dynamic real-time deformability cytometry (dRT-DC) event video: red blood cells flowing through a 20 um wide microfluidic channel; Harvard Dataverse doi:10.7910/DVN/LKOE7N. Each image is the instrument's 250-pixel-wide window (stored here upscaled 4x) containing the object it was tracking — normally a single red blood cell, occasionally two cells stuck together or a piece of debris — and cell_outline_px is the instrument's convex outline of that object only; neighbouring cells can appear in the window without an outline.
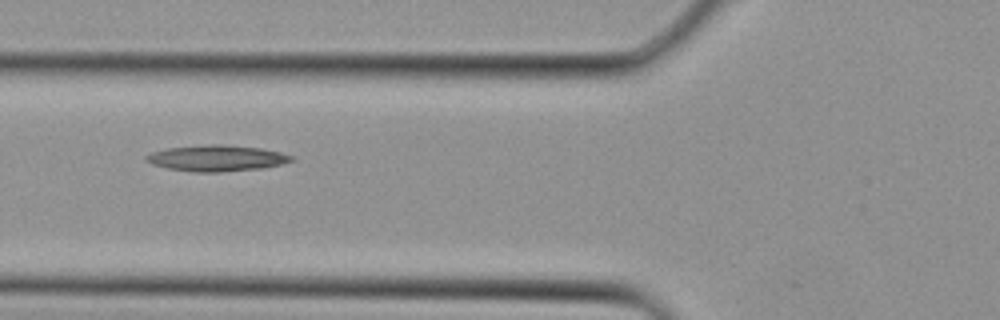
{"species": "Egyptian fruit bat (a non-hibernating species)", "species_latin": "Rousettus aegyptiacus", "temperature_condition": "cold", "stored_images_in_passage": 4, "camera_frame_rate_fps": 3000, "um_per_image_px": 0.085, "animal": {"sex": "female"}, "frame": {"image": 1, "passage_image": 4, "time_ms": 1.0, "image_size_px": [1000, 320], "cell_outline_px": [[296, 160], [264, 168], [220, 172], [192, 172], [168, 168], [152, 164], [144, 160], [144, 156], [152, 152], [168, 148], [212, 144], [220, 144], [260, 148], [280, 152], [292, 156]], "centroid_in_image_um": [18.41, 13.45], "position_along_channel_um": 107.4, "area_um2": 22.02}}